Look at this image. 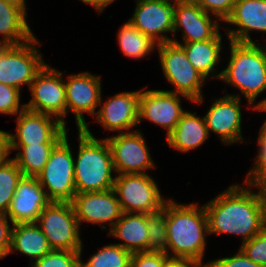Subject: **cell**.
Returning a JSON list of instances; mask_svg holds the SVG:
<instances>
[{
	"label": "cell",
	"instance_id": "cell-1",
	"mask_svg": "<svg viewBox=\"0 0 266 267\" xmlns=\"http://www.w3.org/2000/svg\"><path fill=\"white\" fill-rule=\"evenodd\" d=\"M244 183V186L239 183L230 185L204 204L209 235H238L244 243L266 224V199L252 191L249 183Z\"/></svg>",
	"mask_w": 266,
	"mask_h": 267
},
{
	"label": "cell",
	"instance_id": "cell-2",
	"mask_svg": "<svg viewBox=\"0 0 266 267\" xmlns=\"http://www.w3.org/2000/svg\"><path fill=\"white\" fill-rule=\"evenodd\" d=\"M167 255L170 258H193L203 261L208 221L204 205L166 201ZM171 252V253H170Z\"/></svg>",
	"mask_w": 266,
	"mask_h": 267
},
{
	"label": "cell",
	"instance_id": "cell-3",
	"mask_svg": "<svg viewBox=\"0 0 266 267\" xmlns=\"http://www.w3.org/2000/svg\"><path fill=\"white\" fill-rule=\"evenodd\" d=\"M86 125L78 129V152L74 158L76 194L111 190L114 187L112 154L106 138H96Z\"/></svg>",
	"mask_w": 266,
	"mask_h": 267
},
{
	"label": "cell",
	"instance_id": "cell-4",
	"mask_svg": "<svg viewBox=\"0 0 266 267\" xmlns=\"http://www.w3.org/2000/svg\"><path fill=\"white\" fill-rule=\"evenodd\" d=\"M229 41L230 58L219 79L227 85L239 89L240 94L229 96L246 97L250 108H254L256 98L266 90V48L260 43ZM253 105V106H252Z\"/></svg>",
	"mask_w": 266,
	"mask_h": 267
},
{
	"label": "cell",
	"instance_id": "cell-5",
	"mask_svg": "<svg viewBox=\"0 0 266 267\" xmlns=\"http://www.w3.org/2000/svg\"><path fill=\"white\" fill-rule=\"evenodd\" d=\"M157 50L165 79L175 88L165 91L185 96L191 103L202 104V87L206 79L187 59L183 47L171 41L158 44Z\"/></svg>",
	"mask_w": 266,
	"mask_h": 267
},
{
	"label": "cell",
	"instance_id": "cell-6",
	"mask_svg": "<svg viewBox=\"0 0 266 267\" xmlns=\"http://www.w3.org/2000/svg\"><path fill=\"white\" fill-rule=\"evenodd\" d=\"M36 224L52 250L80 251L82 255L81 226L72 202L51 201L39 215Z\"/></svg>",
	"mask_w": 266,
	"mask_h": 267
},
{
	"label": "cell",
	"instance_id": "cell-7",
	"mask_svg": "<svg viewBox=\"0 0 266 267\" xmlns=\"http://www.w3.org/2000/svg\"><path fill=\"white\" fill-rule=\"evenodd\" d=\"M67 135L54 147L48 162L37 176L50 201L72 202L76 195L74 155Z\"/></svg>",
	"mask_w": 266,
	"mask_h": 267
},
{
	"label": "cell",
	"instance_id": "cell-8",
	"mask_svg": "<svg viewBox=\"0 0 266 267\" xmlns=\"http://www.w3.org/2000/svg\"><path fill=\"white\" fill-rule=\"evenodd\" d=\"M37 46H42L34 36L26 43L6 45L0 51V83L21 90L30 84L46 64Z\"/></svg>",
	"mask_w": 266,
	"mask_h": 267
},
{
	"label": "cell",
	"instance_id": "cell-9",
	"mask_svg": "<svg viewBox=\"0 0 266 267\" xmlns=\"http://www.w3.org/2000/svg\"><path fill=\"white\" fill-rule=\"evenodd\" d=\"M125 213H153L161 210L168 199L149 174H120L113 187Z\"/></svg>",
	"mask_w": 266,
	"mask_h": 267
},
{
	"label": "cell",
	"instance_id": "cell-10",
	"mask_svg": "<svg viewBox=\"0 0 266 267\" xmlns=\"http://www.w3.org/2000/svg\"><path fill=\"white\" fill-rule=\"evenodd\" d=\"M63 74L46 63L28 88L32 97L25 103V107L54 116L66 126V88Z\"/></svg>",
	"mask_w": 266,
	"mask_h": 267
},
{
	"label": "cell",
	"instance_id": "cell-11",
	"mask_svg": "<svg viewBox=\"0 0 266 267\" xmlns=\"http://www.w3.org/2000/svg\"><path fill=\"white\" fill-rule=\"evenodd\" d=\"M117 134L106 138L115 174H148L149 169L157 168L141 130Z\"/></svg>",
	"mask_w": 266,
	"mask_h": 267
},
{
	"label": "cell",
	"instance_id": "cell-12",
	"mask_svg": "<svg viewBox=\"0 0 266 267\" xmlns=\"http://www.w3.org/2000/svg\"><path fill=\"white\" fill-rule=\"evenodd\" d=\"M101 76L88 71L67 76L66 116L74 114L77 129H83L88 123L84 113L95 116L102 97Z\"/></svg>",
	"mask_w": 266,
	"mask_h": 267
},
{
	"label": "cell",
	"instance_id": "cell-13",
	"mask_svg": "<svg viewBox=\"0 0 266 267\" xmlns=\"http://www.w3.org/2000/svg\"><path fill=\"white\" fill-rule=\"evenodd\" d=\"M132 17L128 19L136 29L155 43L171 42L168 33L174 30L175 0H136Z\"/></svg>",
	"mask_w": 266,
	"mask_h": 267
},
{
	"label": "cell",
	"instance_id": "cell-14",
	"mask_svg": "<svg viewBox=\"0 0 266 267\" xmlns=\"http://www.w3.org/2000/svg\"><path fill=\"white\" fill-rule=\"evenodd\" d=\"M17 116L16 133H9V145L59 143L67 134L66 126L54 116L26 108Z\"/></svg>",
	"mask_w": 266,
	"mask_h": 267
},
{
	"label": "cell",
	"instance_id": "cell-15",
	"mask_svg": "<svg viewBox=\"0 0 266 267\" xmlns=\"http://www.w3.org/2000/svg\"><path fill=\"white\" fill-rule=\"evenodd\" d=\"M241 99L224 95L212 101L204 115L210 133H215L226 146L244 142L242 136Z\"/></svg>",
	"mask_w": 266,
	"mask_h": 267
},
{
	"label": "cell",
	"instance_id": "cell-16",
	"mask_svg": "<svg viewBox=\"0 0 266 267\" xmlns=\"http://www.w3.org/2000/svg\"><path fill=\"white\" fill-rule=\"evenodd\" d=\"M140 97L141 90L120 92L106 101L101 97L95 121L108 131L131 132L139 124Z\"/></svg>",
	"mask_w": 266,
	"mask_h": 267
},
{
	"label": "cell",
	"instance_id": "cell-17",
	"mask_svg": "<svg viewBox=\"0 0 266 267\" xmlns=\"http://www.w3.org/2000/svg\"><path fill=\"white\" fill-rule=\"evenodd\" d=\"M72 204L79 226L84 222L100 224L105 231L104 223L110 230L123 213L114 189L78 193Z\"/></svg>",
	"mask_w": 266,
	"mask_h": 267
},
{
	"label": "cell",
	"instance_id": "cell-18",
	"mask_svg": "<svg viewBox=\"0 0 266 267\" xmlns=\"http://www.w3.org/2000/svg\"><path fill=\"white\" fill-rule=\"evenodd\" d=\"M146 88L141 89L139 124L145 119L159 125L166 129L167 138L185 112L180 97L189 99L165 90H144Z\"/></svg>",
	"mask_w": 266,
	"mask_h": 267
},
{
	"label": "cell",
	"instance_id": "cell-19",
	"mask_svg": "<svg viewBox=\"0 0 266 267\" xmlns=\"http://www.w3.org/2000/svg\"><path fill=\"white\" fill-rule=\"evenodd\" d=\"M215 18V20H214ZM208 14L196 2H182L175 0L173 37L182 31L180 43L199 42L213 39L220 31L221 21ZM220 23V24H219Z\"/></svg>",
	"mask_w": 266,
	"mask_h": 267
},
{
	"label": "cell",
	"instance_id": "cell-20",
	"mask_svg": "<svg viewBox=\"0 0 266 267\" xmlns=\"http://www.w3.org/2000/svg\"><path fill=\"white\" fill-rule=\"evenodd\" d=\"M50 202L37 177L23 176L17 184L6 215L11 219L12 225L36 223Z\"/></svg>",
	"mask_w": 266,
	"mask_h": 267
},
{
	"label": "cell",
	"instance_id": "cell-21",
	"mask_svg": "<svg viewBox=\"0 0 266 267\" xmlns=\"http://www.w3.org/2000/svg\"><path fill=\"white\" fill-rule=\"evenodd\" d=\"M224 23L236 27H225L228 40L254 43L250 36L252 31L266 33V0H237Z\"/></svg>",
	"mask_w": 266,
	"mask_h": 267
},
{
	"label": "cell",
	"instance_id": "cell-22",
	"mask_svg": "<svg viewBox=\"0 0 266 267\" xmlns=\"http://www.w3.org/2000/svg\"><path fill=\"white\" fill-rule=\"evenodd\" d=\"M222 36L219 32L213 39L199 42L179 43L178 39H172V42L180 44L187 56V59L193 67L199 71L207 80L216 78L220 79L222 70L217 72V64H219L222 53ZM214 73V74H213ZM211 74V75H210Z\"/></svg>",
	"mask_w": 266,
	"mask_h": 267
},
{
	"label": "cell",
	"instance_id": "cell-23",
	"mask_svg": "<svg viewBox=\"0 0 266 267\" xmlns=\"http://www.w3.org/2000/svg\"><path fill=\"white\" fill-rule=\"evenodd\" d=\"M147 232V214L123 212L109 230L108 236L119 239L122 243L116 244L134 253L148 251L149 237Z\"/></svg>",
	"mask_w": 266,
	"mask_h": 267
},
{
	"label": "cell",
	"instance_id": "cell-24",
	"mask_svg": "<svg viewBox=\"0 0 266 267\" xmlns=\"http://www.w3.org/2000/svg\"><path fill=\"white\" fill-rule=\"evenodd\" d=\"M209 136L204 116H197L196 112L187 110L167 137L166 143L174 150L187 153L202 146Z\"/></svg>",
	"mask_w": 266,
	"mask_h": 267
},
{
	"label": "cell",
	"instance_id": "cell-25",
	"mask_svg": "<svg viewBox=\"0 0 266 267\" xmlns=\"http://www.w3.org/2000/svg\"><path fill=\"white\" fill-rule=\"evenodd\" d=\"M48 240L36 223L14 224L9 254L16 251L30 257L32 265L51 251Z\"/></svg>",
	"mask_w": 266,
	"mask_h": 267
},
{
	"label": "cell",
	"instance_id": "cell-26",
	"mask_svg": "<svg viewBox=\"0 0 266 267\" xmlns=\"http://www.w3.org/2000/svg\"><path fill=\"white\" fill-rule=\"evenodd\" d=\"M0 44L19 45L32 39L31 27L27 23L26 15L16 7L0 0Z\"/></svg>",
	"mask_w": 266,
	"mask_h": 267
},
{
	"label": "cell",
	"instance_id": "cell-27",
	"mask_svg": "<svg viewBox=\"0 0 266 267\" xmlns=\"http://www.w3.org/2000/svg\"><path fill=\"white\" fill-rule=\"evenodd\" d=\"M58 143L9 145V151L19 150L12 159L25 177H37L45 167L52 150Z\"/></svg>",
	"mask_w": 266,
	"mask_h": 267
},
{
	"label": "cell",
	"instance_id": "cell-28",
	"mask_svg": "<svg viewBox=\"0 0 266 267\" xmlns=\"http://www.w3.org/2000/svg\"><path fill=\"white\" fill-rule=\"evenodd\" d=\"M117 41L123 55L137 60L150 55L151 52L153 53L158 45L128 21L120 27Z\"/></svg>",
	"mask_w": 266,
	"mask_h": 267
},
{
	"label": "cell",
	"instance_id": "cell-29",
	"mask_svg": "<svg viewBox=\"0 0 266 267\" xmlns=\"http://www.w3.org/2000/svg\"><path fill=\"white\" fill-rule=\"evenodd\" d=\"M132 252L118 244H108L84 262L80 258V267H130Z\"/></svg>",
	"mask_w": 266,
	"mask_h": 267
},
{
	"label": "cell",
	"instance_id": "cell-30",
	"mask_svg": "<svg viewBox=\"0 0 266 267\" xmlns=\"http://www.w3.org/2000/svg\"><path fill=\"white\" fill-rule=\"evenodd\" d=\"M23 177L12 158L0 165V214H6L14 196L18 182Z\"/></svg>",
	"mask_w": 266,
	"mask_h": 267
},
{
	"label": "cell",
	"instance_id": "cell-31",
	"mask_svg": "<svg viewBox=\"0 0 266 267\" xmlns=\"http://www.w3.org/2000/svg\"><path fill=\"white\" fill-rule=\"evenodd\" d=\"M148 251L167 253L168 239L166 229V203L164 207L147 214Z\"/></svg>",
	"mask_w": 266,
	"mask_h": 267
},
{
	"label": "cell",
	"instance_id": "cell-32",
	"mask_svg": "<svg viewBox=\"0 0 266 267\" xmlns=\"http://www.w3.org/2000/svg\"><path fill=\"white\" fill-rule=\"evenodd\" d=\"M80 251L51 250L38 260L31 267H80Z\"/></svg>",
	"mask_w": 266,
	"mask_h": 267
},
{
	"label": "cell",
	"instance_id": "cell-33",
	"mask_svg": "<svg viewBox=\"0 0 266 267\" xmlns=\"http://www.w3.org/2000/svg\"><path fill=\"white\" fill-rule=\"evenodd\" d=\"M240 250L256 264L266 267V224L249 241L241 243Z\"/></svg>",
	"mask_w": 266,
	"mask_h": 267
},
{
	"label": "cell",
	"instance_id": "cell-34",
	"mask_svg": "<svg viewBox=\"0 0 266 267\" xmlns=\"http://www.w3.org/2000/svg\"><path fill=\"white\" fill-rule=\"evenodd\" d=\"M21 90L0 83V114L2 115H17L26 107L25 104L20 105Z\"/></svg>",
	"mask_w": 266,
	"mask_h": 267
},
{
	"label": "cell",
	"instance_id": "cell-35",
	"mask_svg": "<svg viewBox=\"0 0 266 267\" xmlns=\"http://www.w3.org/2000/svg\"><path fill=\"white\" fill-rule=\"evenodd\" d=\"M237 0H198L196 3L202 10L225 22L231 15Z\"/></svg>",
	"mask_w": 266,
	"mask_h": 267
},
{
	"label": "cell",
	"instance_id": "cell-36",
	"mask_svg": "<svg viewBox=\"0 0 266 267\" xmlns=\"http://www.w3.org/2000/svg\"><path fill=\"white\" fill-rule=\"evenodd\" d=\"M170 257L161 252H134L130 267H165Z\"/></svg>",
	"mask_w": 266,
	"mask_h": 267
},
{
	"label": "cell",
	"instance_id": "cell-37",
	"mask_svg": "<svg viewBox=\"0 0 266 267\" xmlns=\"http://www.w3.org/2000/svg\"><path fill=\"white\" fill-rule=\"evenodd\" d=\"M208 267H262L249 259L240 249L230 257L208 261Z\"/></svg>",
	"mask_w": 266,
	"mask_h": 267
},
{
	"label": "cell",
	"instance_id": "cell-38",
	"mask_svg": "<svg viewBox=\"0 0 266 267\" xmlns=\"http://www.w3.org/2000/svg\"><path fill=\"white\" fill-rule=\"evenodd\" d=\"M8 221L11 219L6 214H0V259L9 255L13 225Z\"/></svg>",
	"mask_w": 266,
	"mask_h": 267
},
{
	"label": "cell",
	"instance_id": "cell-39",
	"mask_svg": "<svg viewBox=\"0 0 266 267\" xmlns=\"http://www.w3.org/2000/svg\"><path fill=\"white\" fill-rule=\"evenodd\" d=\"M258 154L255 157V162L252 169L248 171L245 182L263 165L266 164V135L260 130L258 132Z\"/></svg>",
	"mask_w": 266,
	"mask_h": 267
},
{
	"label": "cell",
	"instance_id": "cell-40",
	"mask_svg": "<svg viewBox=\"0 0 266 267\" xmlns=\"http://www.w3.org/2000/svg\"><path fill=\"white\" fill-rule=\"evenodd\" d=\"M266 199V164H263L247 181Z\"/></svg>",
	"mask_w": 266,
	"mask_h": 267
},
{
	"label": "cell",
	"instance_id": "cell-41",
	"mask_svg": "<svg viewBox=\"0 0 266 267\" xmlns=\"http://www.w3.org/2000/svg\"><path fill=\"white\" fill-rule=\"evenodd\" d=\"M208 264L193 258H169L165 267H208Z\"/></svg>",
	"mask_w": 266,
	"mask_h": 267
},
{
	"label": "cell",
	"instance_id": "cell-42",
	"mask_svg": "<svg viewBox=\"0 0 266 267\" xmlns=\"http://www.w3.org/2000/svg\"><path fill=\"white\" fill-rule=\"evenodd\" d=\"M86 4L91 5L100 14L103 13L104 9L112 4L115 0H79Z\"/></svg>",
	"mask_w": 266,
	"mask_h": 267
},
{
	"label": "cell",
	"instance_id": "cell-43",
	"mask_svg": "<svg viewBox=\"0 0 266 267\" xmlns=\"http://www.w3.org/2000/svg\"><path fill=\"white\" fill-rule=\"evenodd\" d=\"M0 152L9 151V132L0 130Z\"/></svg>",
	"mask_w": 266,
	"mask_h": 267
},
{
	"label": "cell",
	"instance_id": "cell-44",
	"mask_svg": "<svg viewBox=\"0 0 266 267\" xmlns=\"http://www.w3.org/2000/svg\"><path fill=\"white\" fill-rule=\"evenodd\" d=\"M3 1L21 10L27 16L26 0H3Z\"/></svg>",
	"mask_w": 266,
	"mask_h": 267
},
{
	"label": "cell",
	"instance_id": "cell-45",
	"mask_svg": "<svg viewBox=\"0 0 266 267\" xmlns=\"http://www.w3.org/2000/svg\"><path fill=\"white\" fill-rule=\"evenodd\" d=\"M253 110L261 111V112H266V97L263 98V100L259 101L258 103L256 102Z\"/></svg>",
	"mask_w": 266,
	"mask_h": 267
},
{
	"label": "cell",
	"instance_id": "cell-46",
	"mask_svg": "<svg viewBox=\"0 0 266 267\" xmlns=\"http://www.w3.org/2000/svg\"><path fill=\"white\" fill-rule=\"evenodd\" d=\"M10 156V152H0V165L6 161Z\"/></svg>",
	"mask_w": 266,
	"mask_h": 267
},
{
	"label": "cell",
	"instance_id": "cell-47",
	"mask_svg": "<svg viewBox=\"0 0 266 267\" xmlns=\"http://www.w3.org/2000/svg\"><path fill=\"white\" fill-rule=\"evenodd\" d=\"M259 130H261L266 135V119H265L263 125L260 127Z\"/></svg>",
	"mask_w": 266,
	"mask_h": 267
},
{
	"label": "cell",
	"instance_id": "cell-48",
	"mask_svg": "<svg viewBox=\"0 0 266 267\" xmlns=\"http://www.w3.org/2000/svg\"><path fill=\"white\" fill-rule=\"evenodd\" d=\"M178 1H182V2H197L198 0H178Z\"/></svg>",
	"mask_w": 266,
	"mask_h": 267
},
{
	"label": "cell",
	"instance_id": "cell-49",
	"mask_svg": "<svg viewBox=\"0 0 266 267\" xmlns=\"http://www.w3.org/2000/svg\"><path fill=\"white\" fill-rule=\"evenodd\" d=\"M6 45L0 44V51L5 47Z\"/></svg>",
	"mask_w": 266,
	"mask_h": 267
}]
</instances>
